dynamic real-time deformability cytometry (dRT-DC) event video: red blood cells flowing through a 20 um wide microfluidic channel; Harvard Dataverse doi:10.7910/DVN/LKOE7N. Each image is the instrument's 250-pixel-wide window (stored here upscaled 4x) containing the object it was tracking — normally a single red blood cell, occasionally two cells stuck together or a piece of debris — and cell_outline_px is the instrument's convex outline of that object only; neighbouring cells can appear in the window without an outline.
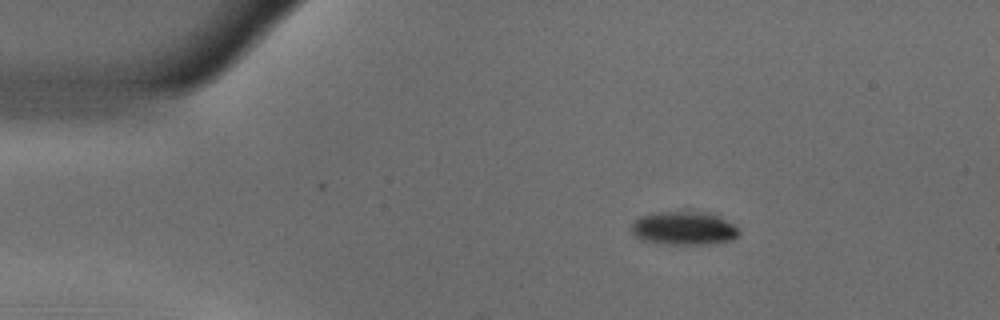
{"species": "common noctule bat (a hibernating species)", "species_latin": "Nyctalus noctula", "temperature_condition": "warm", "stored_images_in_passage": 32, "camera_frame_rate_fps": 3000, "um_per_image_px": 0.085, "animal": {"sex": "male", "body_mass_g": 18.8}, "frame": {"image": 1, "passage_image": 1, "time_ms": 0.0, "image_size_px": [1000, 320], "cell_outline_px": [[740, 232], [732, 240], [712, 244], [668, 244], [640, 240], [632, 232], [632, 224], [636, 220], [644, 216], [656, 212], [712, 212], [740, 228]], "centroid_in_image_um": [58.18, 19.41], "position_along_channel_um": 26.8, "area_um2": 20.92}}
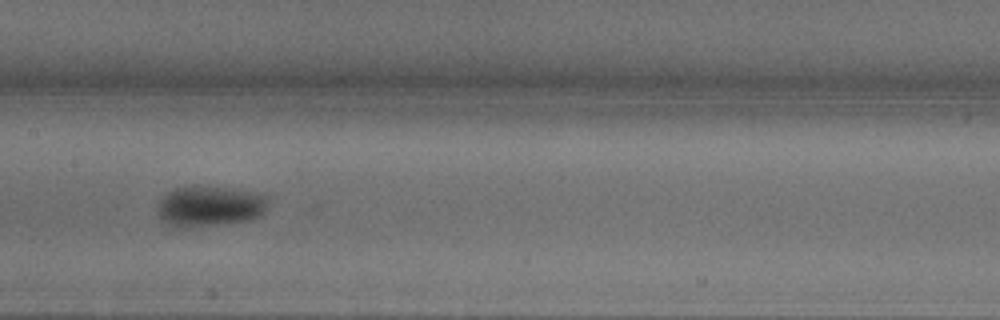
{"frame": {"image": 2, "passage_image": 19, "time_ms": 6.0, "image_size_px": [1000, 320], "cell_outline_px": [[268, 196], [264, 212], [260, 216], [248, 220], [228, 224], [188, 228], [176, 228], [168, 224], [160, 216], [156, 208], [160, 200], [168, 192], [176, 188], [220, 188], [252, 192]], "centroid_in_image_um": [17.81, 17.59], "position_along_channel_um": 189.6, "area_um2": 25.72}}
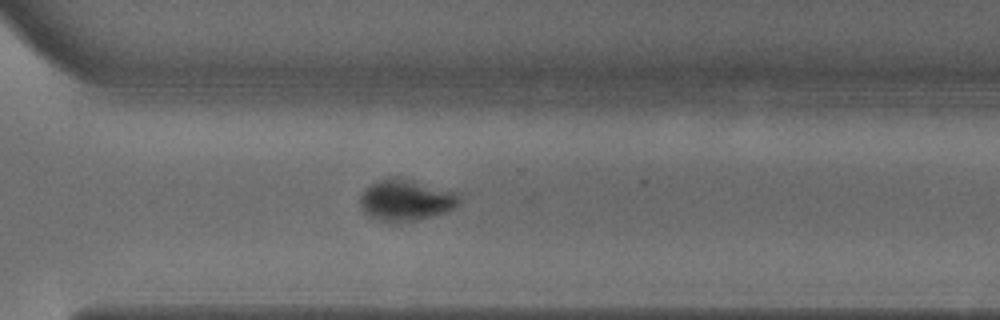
{"frame": {"image": 3, "passage_image": 31, "time_ms": 10.0, "image_size_px": [1000, 320], "cell_outline_px": [[460, 204], [456, 208], [448, 212], [432, 216], [396, 224], [380, 220], [364, 212], [360, 204], [360, 196], [372, 184], [380, 180], [392, 176], [396, 176], [460, 192]], "centroid_in_image_um": [34.58, 17.01], "position_along_channel_um": 336.0, "area_um2": 24.1}}